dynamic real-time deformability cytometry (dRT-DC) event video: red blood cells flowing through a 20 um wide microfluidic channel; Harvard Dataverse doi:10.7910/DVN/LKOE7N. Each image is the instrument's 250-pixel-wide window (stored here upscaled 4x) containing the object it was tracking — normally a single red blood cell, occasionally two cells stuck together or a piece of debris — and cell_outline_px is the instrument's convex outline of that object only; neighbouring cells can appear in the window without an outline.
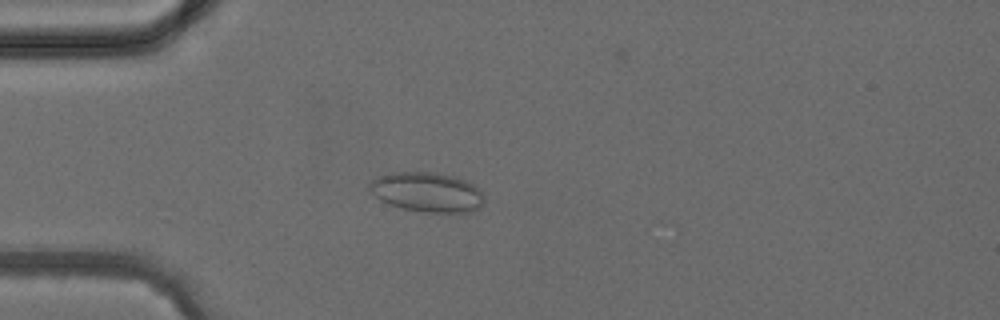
{"species": "common noctule bat (a hibernating species)", "species_latin": "Nyctalus noctula", "temperature_condition": "cold", "stored_images_in_passage": 4, "camera_frame_rate_fps": 3000, "um_per_image_px": 0.085, "animal": {"sex": "female", "body_mass_g": 24.6, "forearm_length_mm": 56.2}, "frame": {"image": 1, "passage_image": 4, "time_ms": 3.333, "image_size_px": [1000, 320], "cell_outline_px": [[484, 204], [480, 208], [472, 212], [424, 212], [404, 208], [388, 204], [380, 200], [368, 188], [368, 184], [376, 176], [392, 172], [432, 172], [452, 176], [464, 180], [480, 188], [484, 196]], "centroid_in_image_um": [36.31, 16.33], "position_along_channel_um": 48.7, "area_um2": 26.65}}